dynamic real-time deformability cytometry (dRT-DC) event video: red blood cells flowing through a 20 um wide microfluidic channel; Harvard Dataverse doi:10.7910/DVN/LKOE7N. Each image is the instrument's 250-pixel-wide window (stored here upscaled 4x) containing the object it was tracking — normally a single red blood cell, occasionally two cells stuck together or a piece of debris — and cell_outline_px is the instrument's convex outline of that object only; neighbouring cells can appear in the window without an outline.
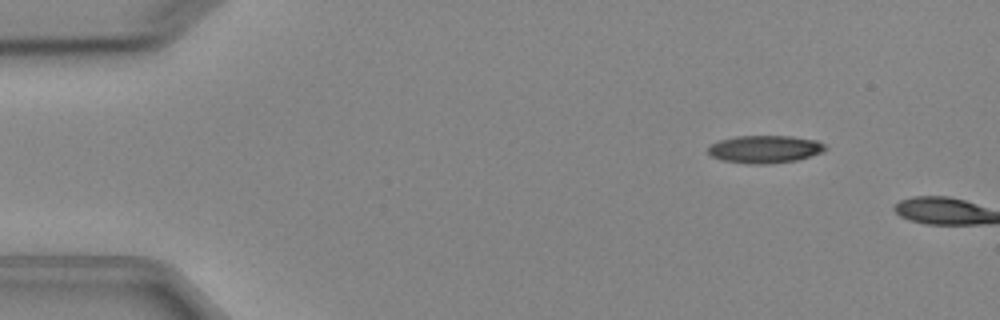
{"species": "Egyptian fruit bat (a non-hibernating species)", "species_latin": "Rousettus aegyptiacus", "temperature_condition": "cold", "stored_images_in_passage": 3, "camera_frame_rate_fps": 3000, "um_per_image_px": 0.085, "animal": {"sex": "female"}, "frame": {"image": 1, "passage_image": 2, "time_ms": 1.333, "image_size_px": [1000, 320], "cell_outline_px": [[828, 148], [824, 152], [796, 160], [768, 164], [748, 164], [724, 160], [712, 156], [708, 152], [708, 148], [712, 144], [720, 140], [736, 136], [792, 136], [816, 140], [824, 144]], "centroid_in_image_um": [65.05, 12.68], "position_along_channel_um": 20.0, "area_um2": 18.84}}